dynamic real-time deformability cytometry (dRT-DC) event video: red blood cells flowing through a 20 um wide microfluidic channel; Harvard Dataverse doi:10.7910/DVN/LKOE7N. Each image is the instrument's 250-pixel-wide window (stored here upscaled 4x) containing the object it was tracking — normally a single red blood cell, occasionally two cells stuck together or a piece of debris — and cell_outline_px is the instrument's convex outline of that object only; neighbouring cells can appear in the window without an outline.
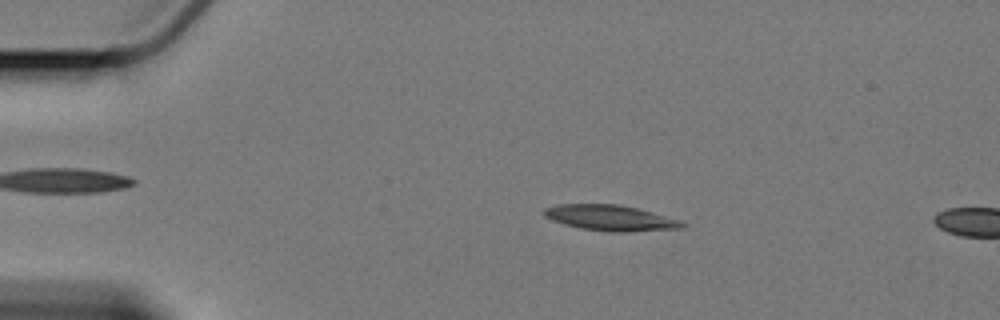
{"species": "Egyptian fruit bat (a non-hibernating species)", "species_latin": "Rousettus aegyptiacus", "temperature_condition": "cold", "stored_images_in_passage": 4, "camera_frame_rate_fps": 3000, "um_per_image_px": 0.085, "animal": {"sex": "female"}, "frame": {"image": 1, "passage_image": 3, "time_ms": 2.333, "image_size_px": [1000, 320], "cell_outline_px": [[688, 224], [684, 228], [624, 232], [608, 232], [580, 228], [564, 224], [552, 220], [544, 216], [540, 212], [544, 208], [556, 204], [620, 204], [652, 212], [680, 220]], "centroid_in_image_um": [51.86, 18.52], "position_along_channel_um": 33.1, "area_um2": 20.87}}